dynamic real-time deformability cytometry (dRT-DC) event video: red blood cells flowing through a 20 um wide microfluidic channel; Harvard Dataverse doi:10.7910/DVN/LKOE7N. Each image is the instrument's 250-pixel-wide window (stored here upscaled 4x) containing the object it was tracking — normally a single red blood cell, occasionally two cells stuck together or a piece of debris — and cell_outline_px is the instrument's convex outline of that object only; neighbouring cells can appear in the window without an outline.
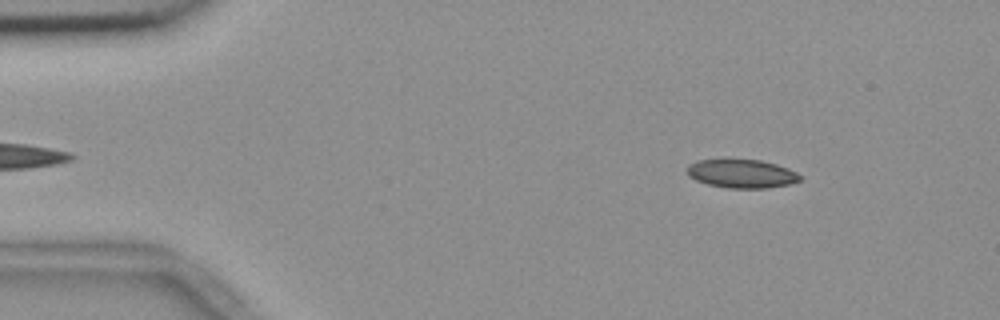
{"species": "common noctule bat (a hibernating species)", "species_latin": "Nyctalus noctula", "temperature_condition": "room temperature", "stored_images_in_passage": 15, "camera_frame_rate_fps": 3000, "um_per_image_px": 0.085, "animal": {"sex": "female", "body_mass_g": 18.4}, "frame": {"image": 1, "passage_image": 5, "time_ms": 1.333, "image_size_px": [1000, 320], "cell_outline_px": [[804, 176], [800, 180], [792, 184], [768, 188], [728, 188], [708, 184], [696, 180], [688, 176], [688, 164], [696, 160], [724, 156], [728, 156], [760, 160], [776, 164], [788, 168]], "centroid_in_image_um": [63.02, 14.71], "position_along_channel_um": 22.0, "area_um2": 19.83}}
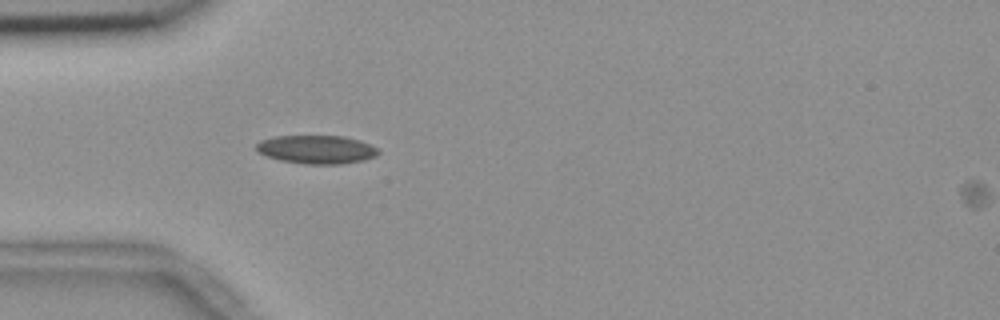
{"frame": {"image": 2, "passage_image": 14, "time_ms": 4.333, "image_size_px": [1000, 320], "cell_outline_px": [[380, 152], [376, 156], [364, 160], [340, 164], [304, 164], [280, 160], [268, 156], [260, 152], [256, 148], [256, 144], [260, 140], [276, 136], [344, 136], [360, 140], [376, 148]], "centroid_in_image_um": [26.92, 12.7], "position_along_channel_um": 58.1, "area_um2": 20.11}}